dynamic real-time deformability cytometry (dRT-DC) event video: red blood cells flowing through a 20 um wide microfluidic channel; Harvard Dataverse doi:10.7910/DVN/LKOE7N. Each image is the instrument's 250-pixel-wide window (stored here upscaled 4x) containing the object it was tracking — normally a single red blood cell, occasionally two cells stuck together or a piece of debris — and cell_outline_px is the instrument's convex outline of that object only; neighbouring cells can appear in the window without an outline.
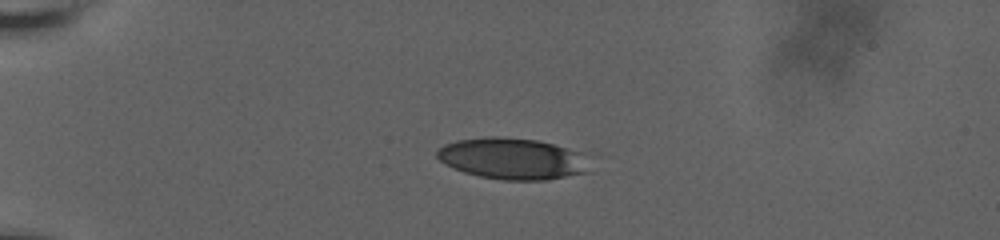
{"species": "human", "species_latin": "Homo sapiens", "temperature_condition": "room temperature", "stored_images_in_passage": 4, "camera_frame_rate_fps": 3000, "um_per_image_px": 0.085, "donor": {"sex": "male"}, "frame": {"image": 1, "passage_image": 1, "time_ms": 0.0, "image_size_px": [1000, 240], "cell_outline_px": [[592, 172], [544, 180], [504, 180], [480, 176], [464, 172], [444, 164], [436, 156], [436, 152], [444, 144], [456, 140], [488, 136], [496, 136], [536, 140], [568, 148], [580, 152]], "centroid_in_image_um": [43.54, 13.49], "position_along_channel_um": 41.5, "area_um2": 36.7}}
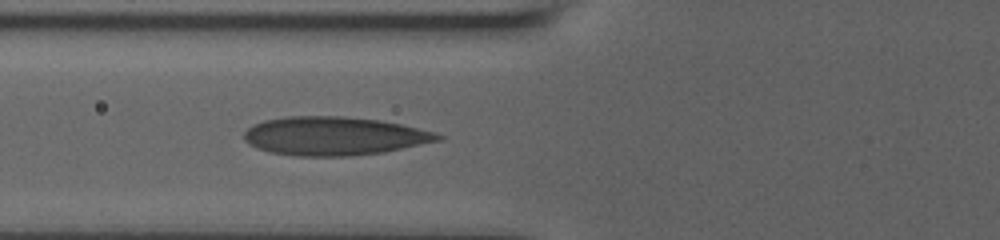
{"frame": {"image": 2, "passage_image": 4, "time_ms": 3.0, "image_size_px": [1000, 240], "cell_outline_px": [[444, 140], [384, 152], [348, 156], [296, 156], [268, 152], [256, 148], [248, 144], [244, 140], [244, 132], [248, 128], [264, 120], [288, 116], [344, 116], [380, 120], [400, 124], [436, 132], [444, 136]], "centroid_in_image_um": [28.42, 11.57], "position_along_channel_um": 97.4, "area_um2": 43.81}}